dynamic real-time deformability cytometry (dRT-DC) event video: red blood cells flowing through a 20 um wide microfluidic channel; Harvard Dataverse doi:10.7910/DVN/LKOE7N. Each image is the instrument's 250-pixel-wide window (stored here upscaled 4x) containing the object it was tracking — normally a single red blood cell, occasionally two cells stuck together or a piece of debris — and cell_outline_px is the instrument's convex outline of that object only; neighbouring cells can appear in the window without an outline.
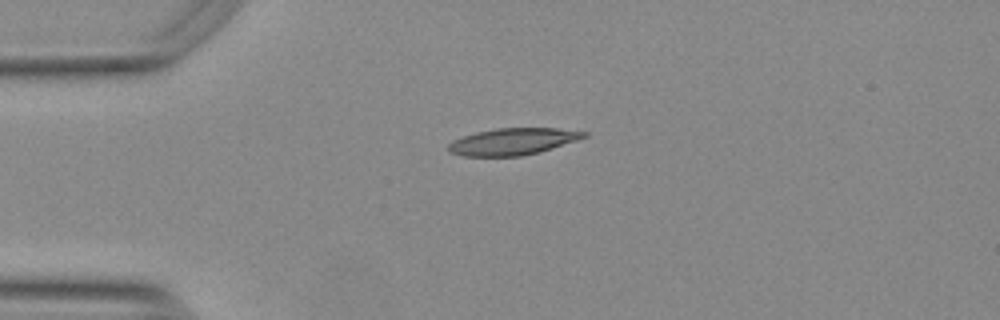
{"species": "Egyptian fruit bat (a non-hibernating species)", "species_latin": "Rousettus aegyptiacus", "temperature_condition": "warm", "stored_images_in_passage": 21, "camera_frame_rate_fps": 3000, "um_per_image_px": 0.085, "animal": {"sex": "female"}, "frame": {"image": 1, "passage_image": 1, "time_ms": 0.0, "image_size_px": [1000, 320], "cell_outline_px": [[588, 136], [540, 152], [520, 156], [464, 156], [448, 152], [448, 144], [452, 140], [476, 132], [496, 128], [556, 128], [588, 132]], "centroid_in_image_um": [43.57, 12.03], "position_along_channel_um": 41.4, "area_um2": 21.1}}
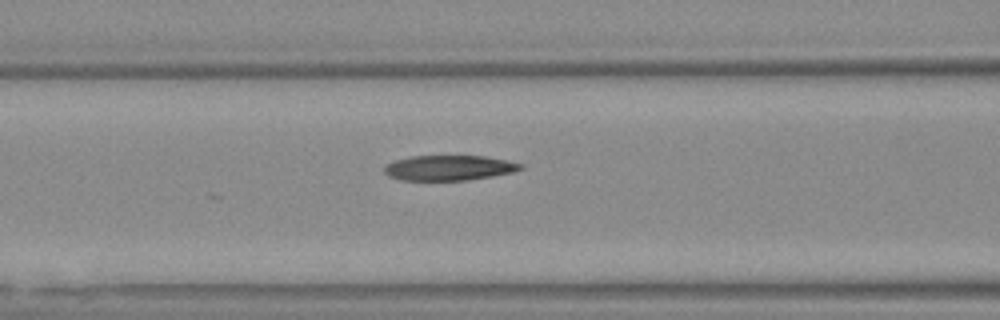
{"frame": {"image": 2, "passage_image": 10, "time_ms": 3.0, "image_size_px": [1000, 320], "cell_outline_px": [[524, 168], [512, 172], [492, 176], [464, 180], [400, 180], [388, 176], [384, 172], [384, 164], [396, 160], [412, 156], [484, 156], [508, 160], [524, 164]], "centroid_in_image_um": [38.16, 14.26], "position_along_channel_um": 128.4, "area_um2": 20.0}}
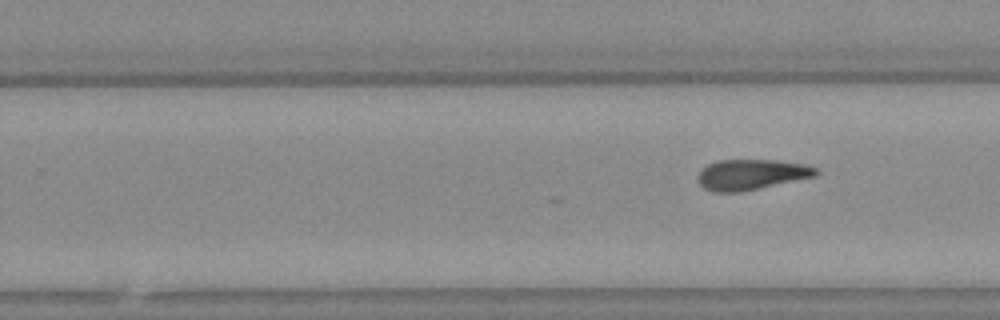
{"frame": {"image": 3, "passage_image": 21, "time_ms": 6.667, "image_size_px": [1000, 320], "cell_outline_px": [[820, 172], [816, 176], [736, 192], [712, 192], [704, 188], [700, 184], [700, 172], [708, 164], [720, 160], [776, 160], [804, 164], [820, 168]], "centroid_in_image_um": [63.92, 14.82], "position_along_channel_um": 265.9, "area_um2": 20.58}}